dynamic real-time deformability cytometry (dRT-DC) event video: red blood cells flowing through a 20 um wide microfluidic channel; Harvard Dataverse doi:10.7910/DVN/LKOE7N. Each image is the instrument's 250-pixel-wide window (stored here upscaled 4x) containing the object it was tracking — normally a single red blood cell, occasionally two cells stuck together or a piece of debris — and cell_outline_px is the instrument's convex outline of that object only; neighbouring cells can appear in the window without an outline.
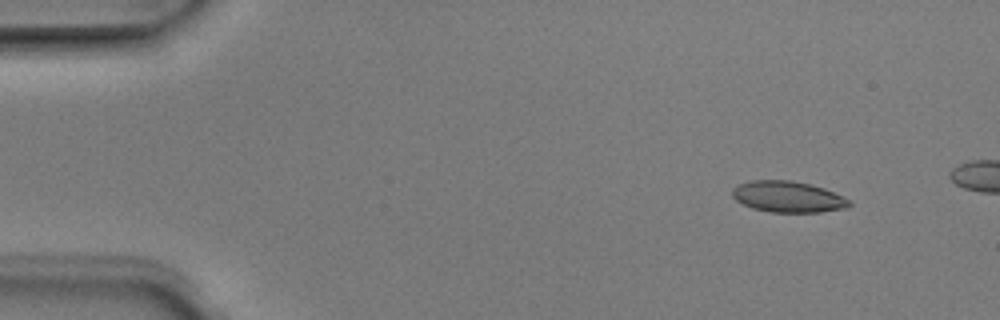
{"species": "Egyptian fruit bat (a non-hibernating species)", "species_latin": "Rousettus aegyptiacus", "temperature_condition": "room temperature", "stored_images_in_passage": 4, "camera_frame_rate_fps": 3000, "um_per_image_px": 0.085, "animal": {"sex": "male"}, "frame": {"image": 1, "passage_image": 1, "time_ms": 0.0, "image_size_px": [1000, 320], "cell_outline_px": [[852, 204], [848, 208], [820, 212], [772, 212], [752, 208], [736, 200], [732, 196], [732, 188], [740, 184], [752, 180], [792, 180], [824, 188], [852, 200]], "centroid_in_image_um": [67.01, 16.73], "position_along_channel_um": 18.0, "area_um2": 21.27}}